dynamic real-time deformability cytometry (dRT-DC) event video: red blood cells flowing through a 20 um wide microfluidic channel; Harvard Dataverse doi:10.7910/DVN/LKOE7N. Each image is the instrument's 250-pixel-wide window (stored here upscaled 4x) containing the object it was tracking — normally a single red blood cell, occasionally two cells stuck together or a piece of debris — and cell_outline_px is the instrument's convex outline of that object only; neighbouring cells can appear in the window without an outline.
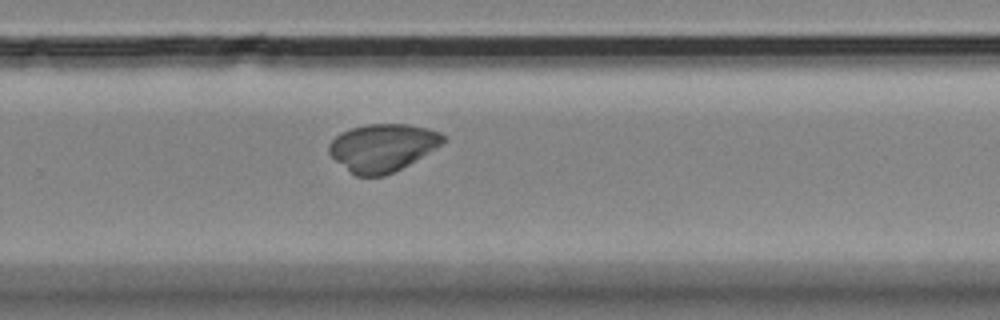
{"species": "Egyptian fruit bat (a non-hibernating species)", "species_latin": "Rousettus aegyptiacus", "temperature_condition": "room temperature", "stored_images_in_passage": 7, "camera_frame_rate_fps": 3000, "um_per_image_px": 0.085, "animal": {"sex": "female"}, "frame": {"image": 1, "passage_image": 7, "time_ms": 7.667, "image_size_px": [1000, 320], "cell_outline_px": [[448, 140], [436, 148], [408, 164], [384, 176], [356, 176], [336, 160], [328, 152], [328, 144], [340, 132], [352, 128], [368, 124], [408, 124], [428, 128], [440, 132], [448, 136]], "centroid_in_image_um": [32.55, 12.52], "position_along_channel_um": 297.3, "area_um2": 31.56}}